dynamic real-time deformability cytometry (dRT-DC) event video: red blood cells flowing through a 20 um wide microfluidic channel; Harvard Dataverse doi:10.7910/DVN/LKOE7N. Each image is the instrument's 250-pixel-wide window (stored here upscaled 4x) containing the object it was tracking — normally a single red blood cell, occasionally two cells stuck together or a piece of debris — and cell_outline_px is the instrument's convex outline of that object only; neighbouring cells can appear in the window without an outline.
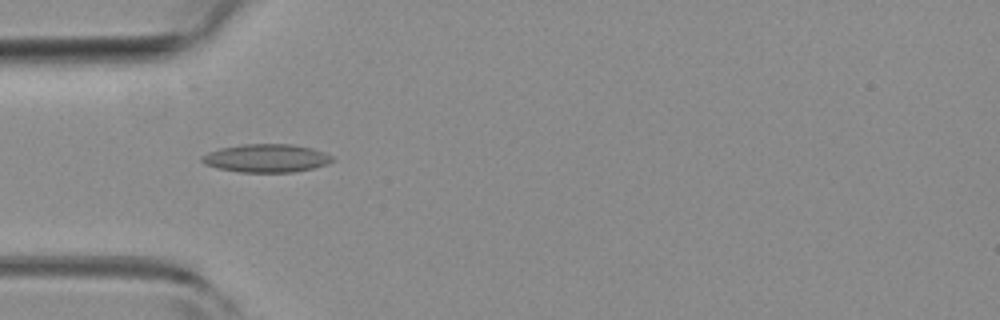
{"species": "common noctule bat (a hibernating species)", "species_latin": "Nyctalus noctula", "temperature_condition": "room temperature", "stored_images_in_passage": 5, "camera_frame_rate_fps": 3000, "um_per_image_px": 0.085, "animal": {"sex": "female", "body_mass_g": 19.3, "forearm_length_mm": 54.1}, "frame": {"image": 1, "passage_image": 2, "time_ms": 0.333, "image_size_px": [1000, 320], "cell_outline_px": [[336, 160], [328, 164], [312, 168], [292, 172], [240, 172], [216, 168], [204, 164], [200, 160], [200, 156], [208, 152], [220, 148], [244, 144], [292, 144], [312, 148], [324, 152], [332, 156]], "centroid_in_image_um": [22.63, 13.44], "position_along_channel_um": 62.4, "area_um2": 21.56}}
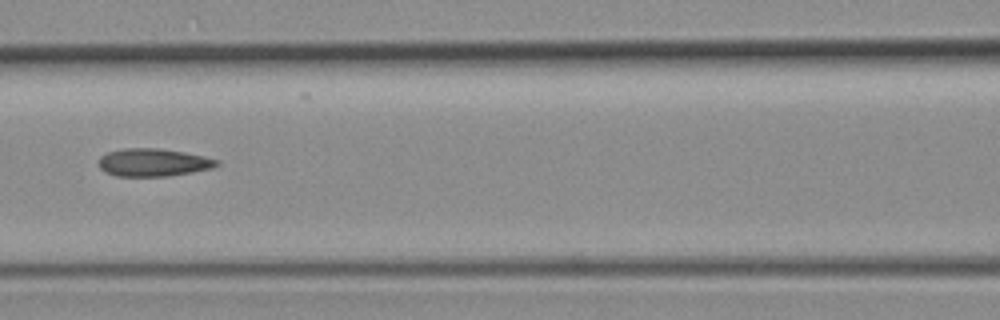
{"frame": {"image": 2, "passage_image": 4, "time_ms": 1.0, "image_size_px": [1000, 320], "cell_outline_px": [[220, 164], [212, 168], [192, 172], [168, 176], [116, 176], [104, 172], [100, 168], [100, 156], [108, 152], [124, 148], [160, 148], [184, 152], [204, 156], [220, 160]], "centroid_in_image_um": [13.04, 13.8], "position_along_channel_um": 153.6, "area_um2": 19.19}}
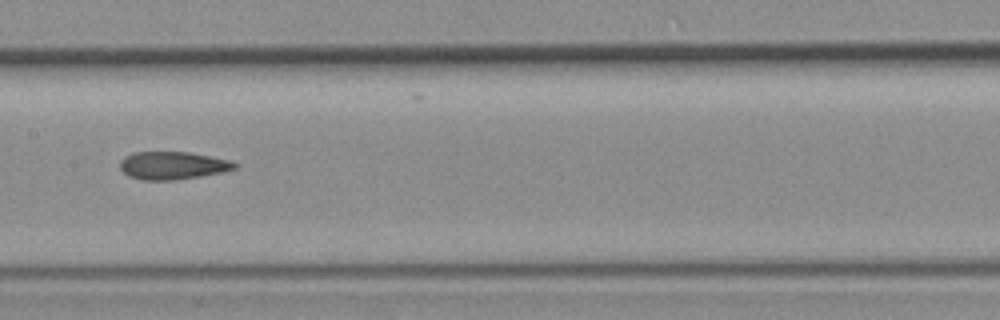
{"frame": {"image": 3, "passage_image": 5, "time_ms": 1.333, "image_size_px": [1000, 320], "cell_outline_px": [[240, 164], [236, 168], [224, 172], [176, 180], [140, 180], [128, 176], [120, 168], [120, 160], [124, 156], [132, 152], [188, 152], [232, 160]], "centroid_in_image_um": [14.69, 14.06], "position_along_channel_um": 192.7, "area_um2": 18.84}}